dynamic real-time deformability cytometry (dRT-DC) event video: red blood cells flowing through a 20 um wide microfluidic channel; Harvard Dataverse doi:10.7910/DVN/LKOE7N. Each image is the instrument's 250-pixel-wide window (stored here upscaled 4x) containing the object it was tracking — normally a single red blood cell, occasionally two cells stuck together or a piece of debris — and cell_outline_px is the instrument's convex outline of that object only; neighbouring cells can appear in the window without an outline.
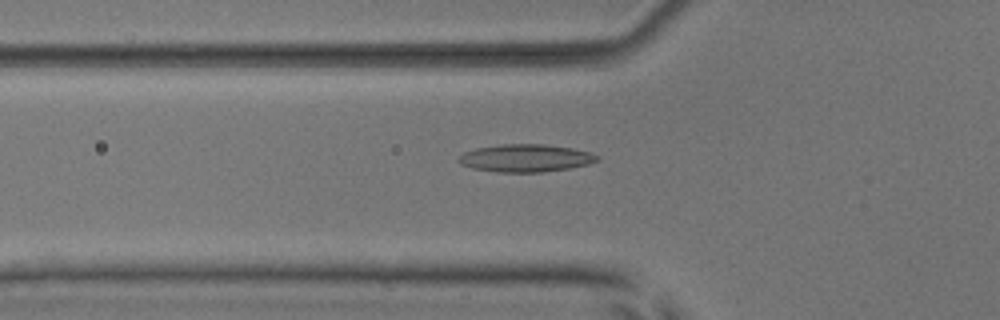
{"species": "common noctule bat (a hibernating species)", "species_latin": "Nyctalus noctula", "temperature_condition": "room temperature", "stored_images_in_passage": 53, "camera_frame_rate_fps": 3000, "um_per_image_px": 0.085, "animal": {"sex": "male", "body_mass_g": 17.9, "forearm_length_mm": 54.2}, "frame": {"image": 1, "passage_image": 19, "time_ms": 6.0, "image_size_px": [1000, 320], "cell_outline_px": [[600, 160], [588, 164], [568, 168], [544, 172], [500, 172], [472, 168], [460, 164], [456, 160], [464, 152], [476, 148], [500, 144], [544, 144], [572, 148], [588, 152], [600, 156]], "centroid_in_image_um": [44.67, 13.43], "position_along_channel_um": 81.1, "area_um2": 22.31}}
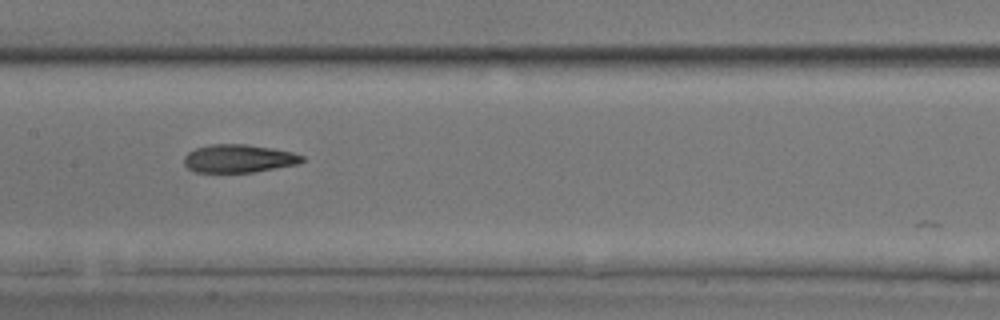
{"frame": {"image": 2, "passage_image": 27, "time_ms": 8.667, "image_size_px": [1000, 320], "cell_outline_px": [[304, 160], [296, 164], [252, 172], [196, 172], [188, 168], [184, 164], [184, 156], [188, 152], [196, 148], [212, 144], [248, 144], [272, 148], [292, 152], [304, 156]], "centroid_in_image_um": [20.27, 13.47], "position_along_channel_um": 187.1, "area_um2": 19.19}}
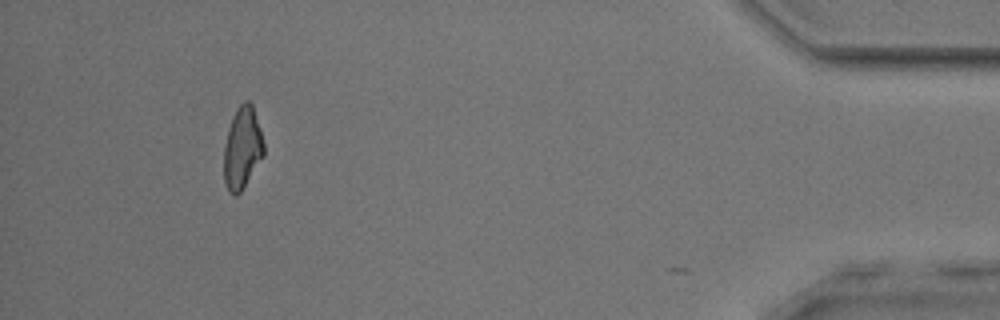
{"frame": {"image": 3, "passage_image": 49, "time_ms": 16.0, "image_size_px": [1000, 320], "cell_outline_px": [[264, 156], [240, 192], [236, 196], [228, 192], [224, 180], [224, 144], [228, 128], [232, 116], [236, 108], [244, 100], [248, 100], [252, 104], [260, 128], [264, 144]], "centroid_in_image_um": [20.59, 12.56], "position_along_channel_um": 414.6, "area_um2": 19.19}, "authors_computed_cell_mechanics": {"area_um2": 20.0566, "velocity_mm_per_s": 3.9642, "shape_relaxation_time_tau1_ms": 6.6664, "shape_relaxation_time_tau2_ms": 2.4724, "deformation_change_tau1": 0.1694, "deformation_change_tau2": 0.1069}}